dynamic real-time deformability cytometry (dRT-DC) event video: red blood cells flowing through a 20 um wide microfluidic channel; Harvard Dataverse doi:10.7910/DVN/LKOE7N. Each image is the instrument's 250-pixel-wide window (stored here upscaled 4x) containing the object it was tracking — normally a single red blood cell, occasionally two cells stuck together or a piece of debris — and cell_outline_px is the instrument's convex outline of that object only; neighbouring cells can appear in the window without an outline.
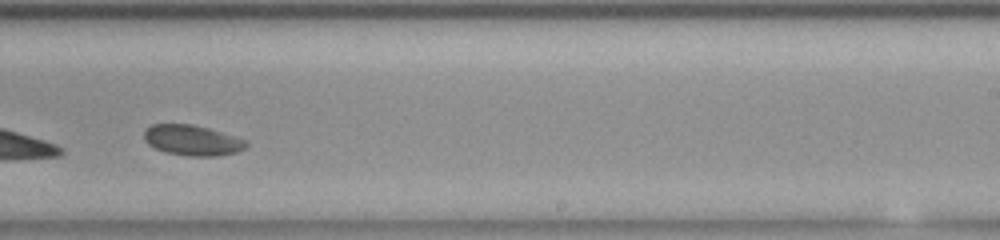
{"species": "common noctule bat (a hibernating species)", "species_latin": "Nyctalus noctula", "temperature_condition": "room temperature", "stored_images_in_passage": 24, "camera_frame_rate_fps": 3000, "um_per_image_px": 0.085, "animal": {"sex": "female", "body_mass_g": 23.0, "forearm_length_mm": 53.4}, "frame": {"image": 1, "passage_image": 17, "time_ms": 5.333, "image_size_px": [1000, 240], "cell_outline_px": [[248, 144], [244, 148], [236, 152], [216, 156], [188, 156], [164, 152], [148, 144], [144, 140], [144, 132], [152, 124], [188, 124], [208, 128], [248, 140]], "centroid_in_image_um": [16.34, 11.93], "position_along_channel_um": 272.7, "area_um2": 18.03}}